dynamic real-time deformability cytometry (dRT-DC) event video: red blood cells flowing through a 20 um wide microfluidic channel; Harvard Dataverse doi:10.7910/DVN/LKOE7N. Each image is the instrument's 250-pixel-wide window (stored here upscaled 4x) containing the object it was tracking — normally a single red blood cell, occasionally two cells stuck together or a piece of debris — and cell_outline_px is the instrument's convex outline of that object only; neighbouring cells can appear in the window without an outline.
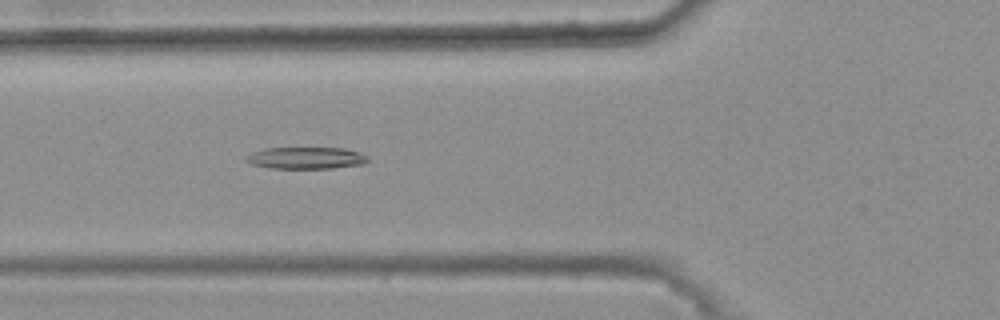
{"species": "common noctule bat (a hibernating species)", "species_latin": "Nyctalus noctula", "temperature_condition": "warm", "stored_images_in_passage": 37, "camera_frame_rate_fps": 3000, "um_per_image_px": 0.085, "animal": {"sex": "female", "body_mass_g": 25.1}, "frame": {"image": 1, "passage_image": 12, "time_ms": 3.667, "image_size_px": [1000, 320], "cell_outline_px": [[368, 160], [364, 164], [332, 168], [272, 168], [252, 164], [244, 160], [252, 152], [264, 148], [344, 148], [368, 156]], "centroid_in_image_um": [26.01, 13.43], "position_along_channel_um": 99.8, "area_um2": 15.32}}
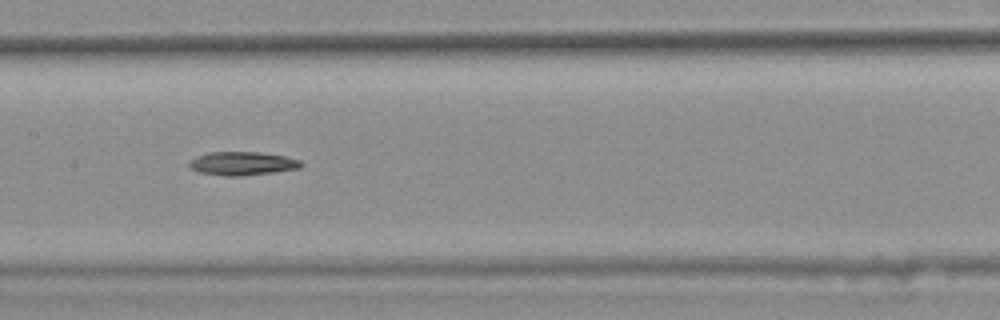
{"frame": {"image": 2, "passage_image": 19, "time_ms": 6.0, "image_size_px": [1000, 320], "cell_outline_px": [[304, 164], [300, 168], [272, 172], [240, 176], [228, 176], [200, 172], [192, 168], [188, 164], [188, 160], [196, 156], [208, 152], [256, 152], [284, 156], [300, 160]], "centroid_in_image_um": [20.58, 13.89], "position_along_channel_um": 186.8, "area_um2": 15.2}}
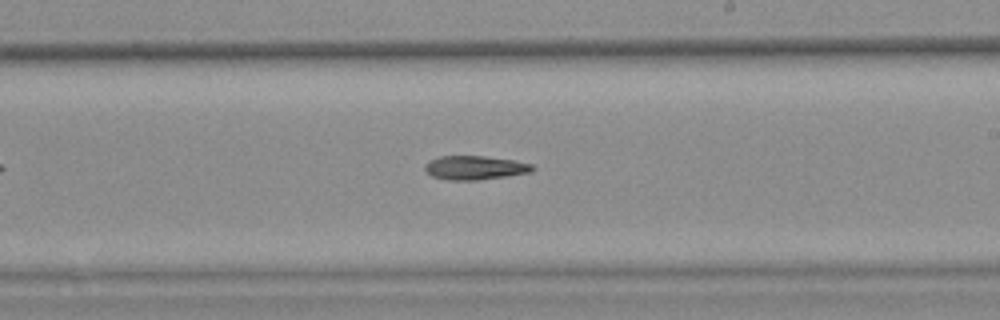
{"frame": {"image": 3, "passage_image": 24, "time_ms": 7.667, "image_size_px": [1000, 320], "cell_outline_px": [[536, 168], [532, 172], [476, 180], [448, 180], [432, 176], [424, 168], [424, 164], [428, 160], [440, 156], [484, 156], [512, 160], [532, 164]], "centroid_in_image_um": [40.34, 14.25], "position_along_channel_um": 248.7, "area_um2": 14.91}}